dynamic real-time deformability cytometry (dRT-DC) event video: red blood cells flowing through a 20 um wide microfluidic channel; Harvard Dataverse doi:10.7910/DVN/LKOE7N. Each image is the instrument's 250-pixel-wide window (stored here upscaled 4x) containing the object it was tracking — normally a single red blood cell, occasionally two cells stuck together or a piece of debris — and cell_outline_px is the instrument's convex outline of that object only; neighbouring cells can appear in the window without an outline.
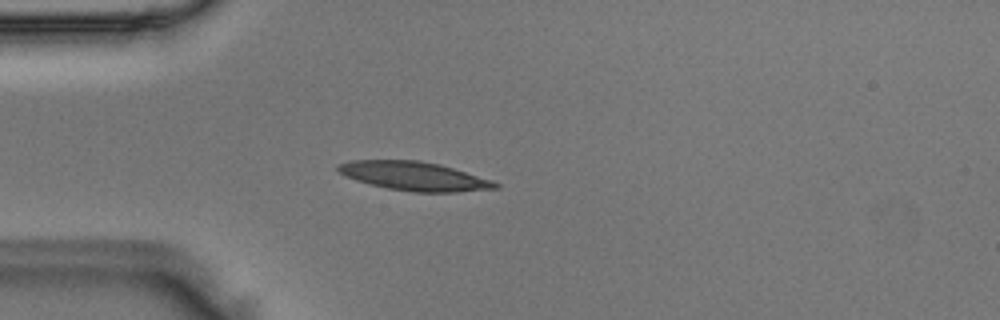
{"species": "Egyptian fruit bat (a non-hibernating species)", "species_latin": "Rousettus aegyptiacus", "temperature_condition": "room temperature", "stored_images_in_passage": 38, "camera_frame_rate_fps": 3000, "um_per_image_px": 0.085, "animal": {"sex": "male"}, "frame": {"image": 1, "passage_image": 1, "time_ms": 0.0, "image_size_px": [1000, 320], "cell_outline_px": [[500, 188], [456, 192], [412, 192], [388, 188], [356, 180], [344, 176], [336, 168], [340, 164], [352, 160], [420, 160], [440, 164], [492, 180], [500, 184]], "centroid_in_image_um": [35.23, 14.97], "position_along_channel_um": 49.8, "area_um2": 26.3}}
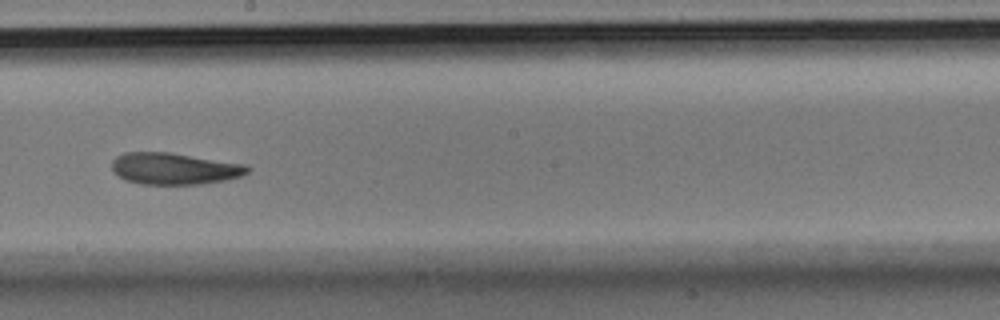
{"frame": {"image": 2, "passage_image": 16, "time_ms": 5.0, "image_size_px": [1000, 320], "cell_outline_px": [[252, 168], [248, 172], [240, 176], [224, 180], [200, 184], [140, 184], [124, 180], [112, 168], [112, 160], [116, 156], [124, 152], [168, 152], [248, 164]], "centroid_in_image_um": [14.84, 14.32], "position_along_channel_um": 233.4, "area_um2": 25.09}}
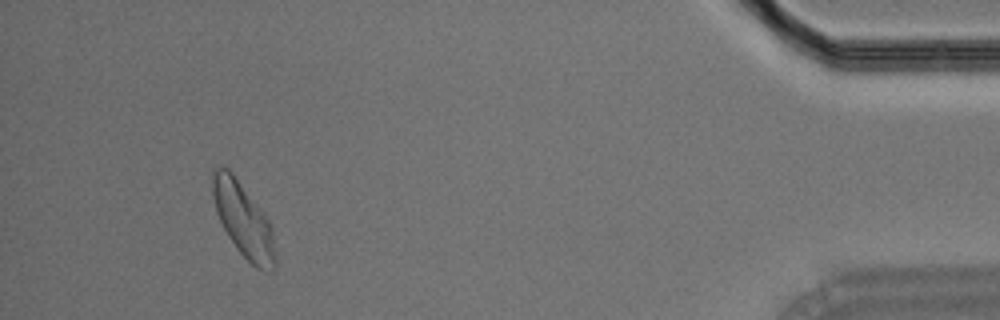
{"frame": {"image": 3, "passage_image": 35, "time_ms": 11.333, "image_size_px": [1000, 320], "cell_outline_px": [[276, 264], [272, 268], [256, 268], [236, 248], [228, 236], [216, 212], [212, 196], [212, 168], [216, 164], [228, 168], [232, 172], [264, 212], [272, 228], [276, 256]], "centroid_in_image_um": [20.65, 18.61], "position_along_channel_um": 414.6, "area_um2": 27.05}}